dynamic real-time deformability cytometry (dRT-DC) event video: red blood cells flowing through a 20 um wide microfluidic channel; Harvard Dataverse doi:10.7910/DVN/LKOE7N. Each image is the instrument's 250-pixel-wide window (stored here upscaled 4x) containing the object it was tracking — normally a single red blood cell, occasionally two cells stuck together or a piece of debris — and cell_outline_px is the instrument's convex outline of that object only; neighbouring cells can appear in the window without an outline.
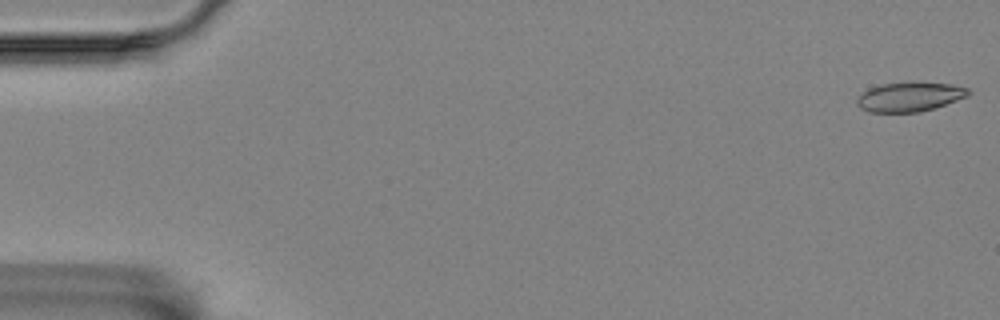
{"species": "Egyptian fruit bat (a non-hibernating species)", "species_latin": "Rousettus aegyptiacus", "temperature_condition": "room temperature", "stored_images_in_passage": 9, "camera_frame_rate_fps": 3000, "um_per_image_px": 0.085, "animal": {"sex": "female"}, "frame": {"image": 1, "passage_image": 2, "time_ms": 0.333, "image_size_px": [1000, 320], "cell_outline_px": [[960, 96], [952, 100], [928, 108], [908, 112], [880, 112], [868, 92], [876, 88], [892, 84], [940, 84], [960, 88]], "centroid_in_image_um": [77.53, 8.22], "position_along_channel_um": 7.5, "area_um2": 14.39}}